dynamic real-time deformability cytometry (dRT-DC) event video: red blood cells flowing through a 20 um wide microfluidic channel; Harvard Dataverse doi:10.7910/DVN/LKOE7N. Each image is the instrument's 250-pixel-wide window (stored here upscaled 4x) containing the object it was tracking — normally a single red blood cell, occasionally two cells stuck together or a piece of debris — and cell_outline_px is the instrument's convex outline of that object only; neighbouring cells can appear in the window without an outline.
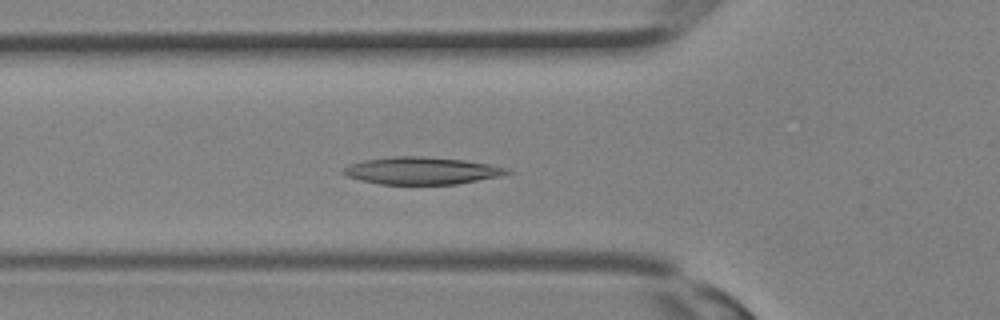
{"species": "Egyptian fruit bat (a non-hibernating species)", "species_latin": "Rousettus aegyptiacus", "temperature_condition": "room temperature", "stored_images_in_passage": 31, "camera_frame_rate_fps": 3000, "um_per_image_px": 0.085, "animal": {"sex": "female"}, "frame": {"image": 1, "passage_image": 10, "time_ms": 3.0, "image_size_px": [1000, 320], "cell_outline_px": [[512, 172], [500, 176], [456, 184], [380, 184], [360, 180], [348, 176], [340, 172], [348, 164], [364, 160], [392, 156], [424, 156], [464, 160], [488, 164], [508, 168]], "centroid_in_image_um": [35.81, 14.5], "position_along_channel_um": 90.0, "area_um2": 26.01}}
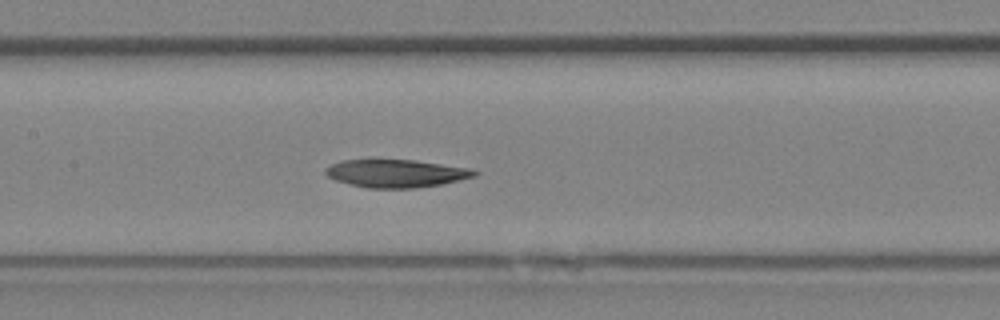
{"frame": {"image": 2, "passage_image": 14, "time_ms": 4.333, "image_size_px": [1000, 320], "cell_outline_px": [[480, 172], [476, 176], [460, 180], [440, 184], [412, 188], [368, 188], [336, 180], [328, 176], [324, 172], [324, 168], [340, 160], [416, 160], [472, 168]], "centroid_in_image_um": [33.71, 14.73], "position_along_channel_um": 173.7, "area_um2": 24.16}}
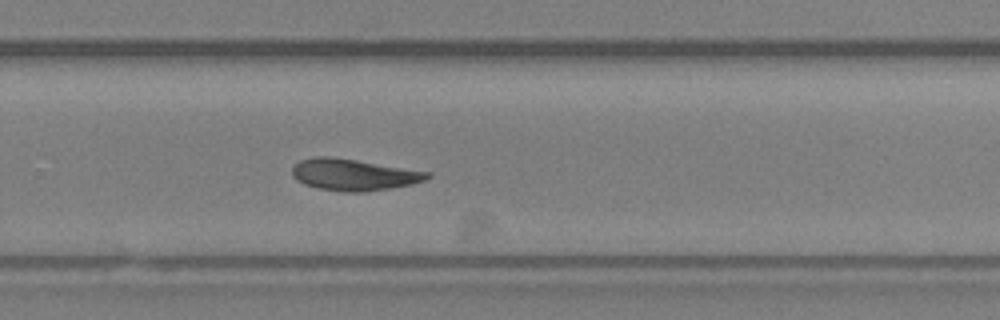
{"frame": {"image": 3, "passage_image": 20, "time_ms": 6.333, "image_size_px": [1000, 320], "cell_outline_px": [[432, 176], [424, 180], [412, 184], [392, 188], [364, 192], [344, 192], [320, 188], [304, 184], [296, 180], [292, 176], [292, 168], [300, 160], [316, 156], [332, 156], [432, 172]], "centroid_in_image_um": [30.08, 14.84], "position_along_channel_um": 299.7, "area_um2": 24.97}}